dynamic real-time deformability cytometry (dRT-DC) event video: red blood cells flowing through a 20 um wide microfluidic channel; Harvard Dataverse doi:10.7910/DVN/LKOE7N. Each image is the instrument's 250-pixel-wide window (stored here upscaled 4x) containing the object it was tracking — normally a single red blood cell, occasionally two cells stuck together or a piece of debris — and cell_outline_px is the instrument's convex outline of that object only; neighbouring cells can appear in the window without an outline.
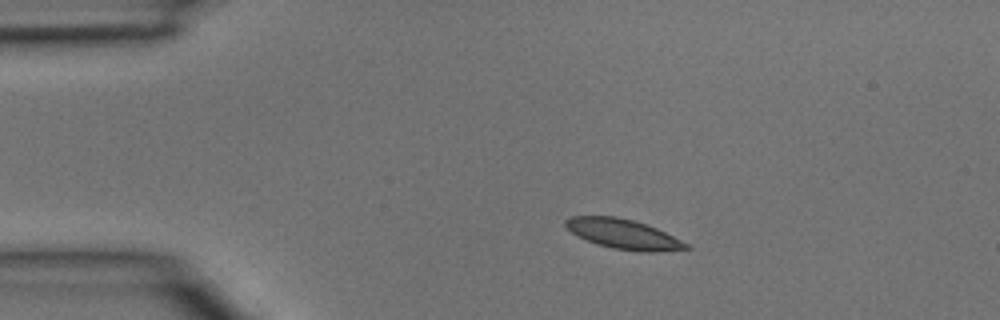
{"species": "common noctule bat (a hibernating species)", "species_latin": "Nyctalus noctula", "temperature_condition": "room temperature", "stored_images_in_passage": 1, "camera_frame_rate_fps": 3000, "um_per_image_px": 0.085, "animal": {"sex": "male", "body_mass_g": 15.6}, "frame": {"image": 1, "passage_image": 1, "time_ms": 0.0, "image_size_px": [1000, 320], "cell_outline_px": [[692, 248], [656, 252], [640, 252], [612, 248], [596, 244], [572, 232], [564, 224], [564, 220], [572, 216], [616, 216], [632, 220], [656, 228], [688, 244]], "centroid_in_image_um": [52.98, 19.9], "position_along_channel_um": 32.0, "area_um2": 20.63}}